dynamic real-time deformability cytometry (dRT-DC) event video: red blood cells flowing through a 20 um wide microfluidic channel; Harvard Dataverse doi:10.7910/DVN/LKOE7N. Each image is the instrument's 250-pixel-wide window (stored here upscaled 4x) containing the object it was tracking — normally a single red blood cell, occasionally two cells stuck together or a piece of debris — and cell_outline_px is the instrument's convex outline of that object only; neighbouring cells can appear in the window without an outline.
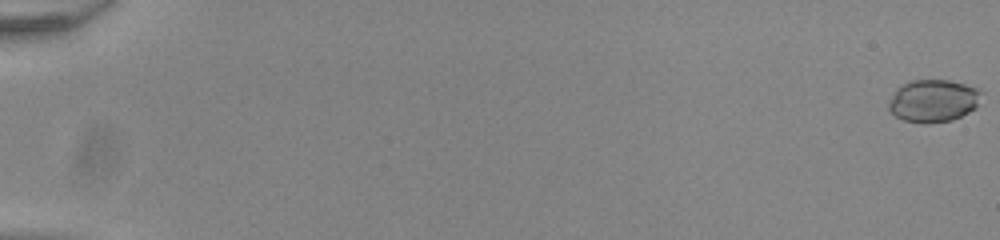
{"species": "common noctule bat (a hibernating species)", "species_latin": "Nyctalus noctula", "temperature_condition": "room temperature", "stored_images_in_passage": 55, "camera_frame_rate_fps": 3000, "um_per_image_px": 0.085, "animal": {"sex": "male", "body_mass_g": 20.0, "forearm_length_mm": 53.3}, "frame": {"image": 1, "passage_image": 1, "time_ms": 0.0, "image_size_px": [1000, 240], "cell_outline_px": [[984, 92], [976, 108], [952, 120], [924, 124], [904, 120], [896, 116], [888, 108], [888, 100], [896, 88], [900, 84], [912, 80], [948, 80], [964, 84], [976, 88]], "centroid_in_image_um": [79.31, 8.56], "position_along_channel_um": 5.7, "area_um2": 23.18}}
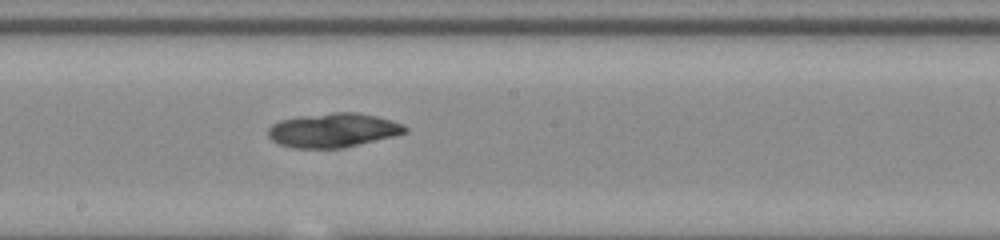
{"frame": {"image": 2, "passage_image": 33, "time_ms": 10.667, "image_size_px": [1000, 240], "cell_outline_px": [[408, 132], [344, 148], [296, 148], [280, 144], [272, 140], [268, 136], [268, 128], [272, 124], [280, 120], [300, 116], [332, 112], [356, 112], [376, 116], [392, 120], [404, 124], [408, 128]], "centroid_in_image_um": [28.33, 11.06], "position_along_channel_um": 219.9, "area_um2": 27.28}}
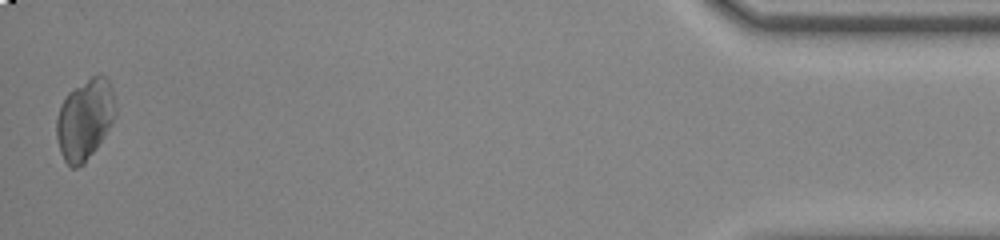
{"frame": {"image": 3, "passage_image": 55, "time_ms": 18.0, "image_size_px": [1000, 240], "cell_outline_px": [[116, 112], [112, 124], [96, 148], [84, 164], [76, 168], [72, 168], [64, 160], [60, 152], [56, 136], [56, 120], [60, 104], [68, 92], [92, 76], [100, 72], [108, 76], [112, 88], [116, 108]], "centroid_in_image_um": [7.22, 10.12], "position_along_channel_um": 428.0, "area_um2": 28.03}, "authors_computed_cell_mechanics": {"area_um2": 26.4724, "velocity_mm_per_s": 3.903, "shape_relaxation_time_tau1_ms": 5.4305, "shape_relaxation_time_tau2_ms": 3.195, "deformation_change_tau1": 0.0933, "deformation_change_tau2": 0.0418}}